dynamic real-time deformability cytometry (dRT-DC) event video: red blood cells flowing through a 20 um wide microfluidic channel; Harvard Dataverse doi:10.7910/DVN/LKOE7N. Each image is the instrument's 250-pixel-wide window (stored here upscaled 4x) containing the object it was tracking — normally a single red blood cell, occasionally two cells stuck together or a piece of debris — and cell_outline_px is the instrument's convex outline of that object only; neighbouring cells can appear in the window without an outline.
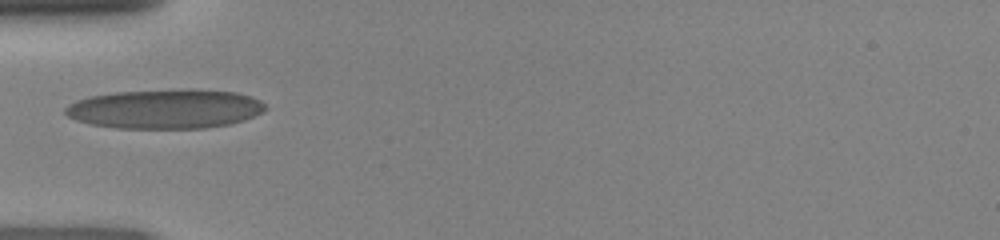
{"species": "human", "species_latin": "Homo sapiens", "temperature_condition": "room temperature", "stored_images_in_passage": 19, "camera_frame_rate_fps": 3000, "um_per_image_px": 0.085, "donor": {"sex": "female"}, "frame": {"image": 1, "passage_image": 1, "time_ms": 0.0, "image_size_px": [1000, 240], "cell_outline_px": [[268, 108], [264, 112], [244, 120], [228, 124], [204, 128], [116, 128], [92, 124], [76, 120], [68, 116], [64, 112], [64, 108], [76, 100], [88, 96], [116, 92], [192, 88], [236, 92], [252, 96], [260, 100]], "centroid_in_image_um": [14.08, 9.24], "position_along_channel_um": 70.9, "area_um2": 46.24}}
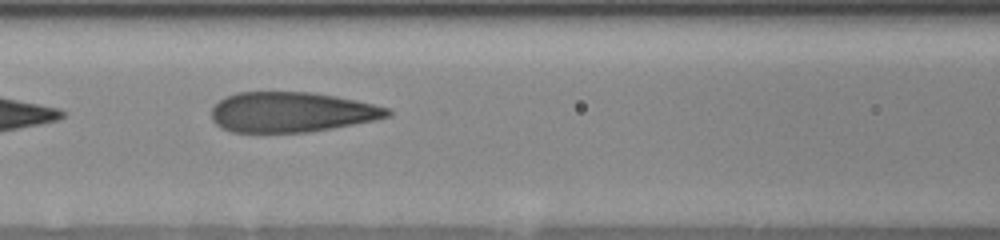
{"frame": {"image": 2, "passage_image": 6, "time_ms": 1.667, "image_size_px": [1000, 240], "cell_outline_px": [[392, 116], [376, 120], [332, 128], [308, 132], [232, 132], [216, 124], [212, 120], [212, 108], [220, 100], [236, 92], [312, 92], [336, 96], [356, 100], [392, 108]], "centroid_in_image_um": [24.84, 9.52], "position_along_channel_um": 141.8, "area_um2": 41.27}}
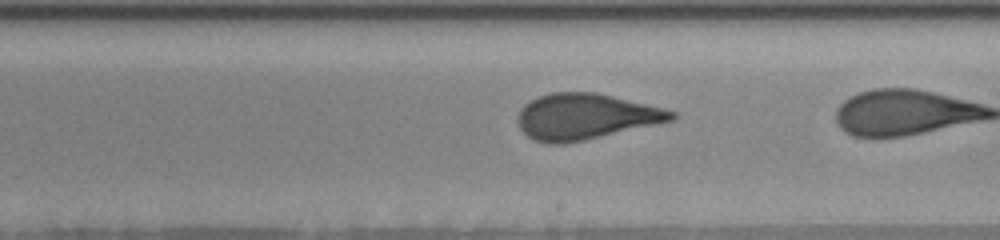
{"frame": {"image": 3, "passage_image": 11, "time_ms": 3.333, "image_size_px": [1000, 240], "cell_outline_px": [[676, 116], [672, 120], [656, 124], [584, 140], [564, 144], [548, 144], [536, 140], [528, 136], [520, 128], [516, 120], [520, 108], [524, 104], [540, 96], [552, 92], [596, 92], [664, 108], [676, 112]], "centroid_in_image_um": [49.74, 9.9], "position_along_channel_um": 239.3, "area_um2": 40.86}}